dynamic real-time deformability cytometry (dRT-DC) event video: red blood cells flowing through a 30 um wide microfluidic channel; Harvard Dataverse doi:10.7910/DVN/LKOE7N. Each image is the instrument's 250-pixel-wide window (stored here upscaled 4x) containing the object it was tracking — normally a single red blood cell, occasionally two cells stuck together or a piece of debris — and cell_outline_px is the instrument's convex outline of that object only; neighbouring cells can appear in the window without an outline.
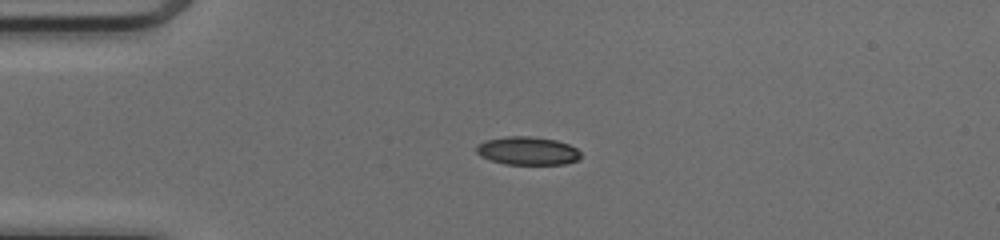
{"species": "common noctule bat (a hibernating species)", "species_latin": "Nyctalus noctula", "temperature_condition": "cold", "stored_images_in_passage": 39, "camera_frame_rate_fps": 3000, "um_per_image_px": 0.085, "animal": {"sex": "female", "body_mass_g": 17.0, "forearm_length_mm": 48.0}, "frame": {"image": 1, "passage_image": 1, "time_ms": 0.0, "image_size_px": [1000, 240], "cell_outline_px": [[580, 160], [564, 164], [504, 164], [480, 156], [476, 152], [476, 144], [484, 140], [504, 136], [528, 136], [556, 140], [568, 144], [576, 148], [580, 152]], "centroid_in_image_um": [44.82, 12.81], "position_along_channel_um": 40.2, "area_um2": 17.28}}
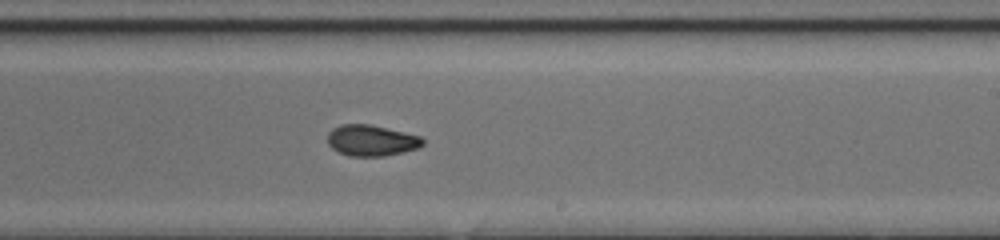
{"frame": {"image": 2, "passage_image": 19, "time_ms": 6.0, "image_size_px": [1000, 240], "cell_outline_px": [[424, 144], [416, 148], [404, 152], [384, 156], [348, 156], [332, 148], [328, 144], [328, 132], [332, 128], [340, 124], [368, 124], [420, 136], [424, 140]], "centroid_in_image_um": [31.54, 11.94], "position_along_channel_um": 257.5, "area_um2": 17.11}}
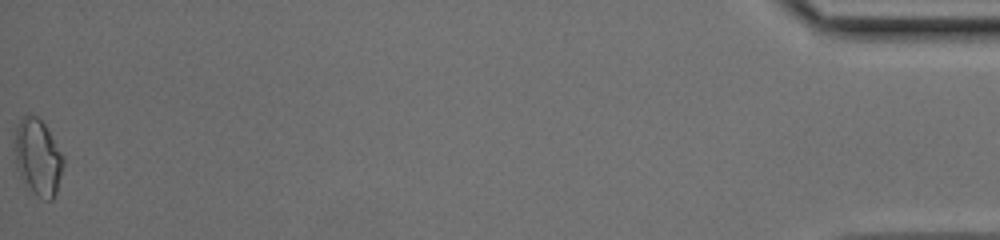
{"frame": {"image": 3, "passage_image": 39, "time_ms": 12.667, "image_size_px": [1000, 240], "cell_outline_px": [[64, 164], [56, 192], [52, 200], [44, 200], [36, 196], [32, 192], [20, 176], [16, 168], [16, 128], [20, 116], [28, 112], [36, 116], [44, 124], [64, 156]], "centroid_in_image_um": [3.23, 13.36], "position_along_channel_um": 432.0, "area_um2": 21.62}, "authors_computed_cell_mechanics": {"area_um2": 17.629, "velocity_mm_per_s": 4.1509, "shape_relaxation_time_tau1_ms": null, "shape_relaxation_time_tau2_ms": 3.162, "deformation_change_tau1": null, "deformation_change_tau2": 0.0757}}